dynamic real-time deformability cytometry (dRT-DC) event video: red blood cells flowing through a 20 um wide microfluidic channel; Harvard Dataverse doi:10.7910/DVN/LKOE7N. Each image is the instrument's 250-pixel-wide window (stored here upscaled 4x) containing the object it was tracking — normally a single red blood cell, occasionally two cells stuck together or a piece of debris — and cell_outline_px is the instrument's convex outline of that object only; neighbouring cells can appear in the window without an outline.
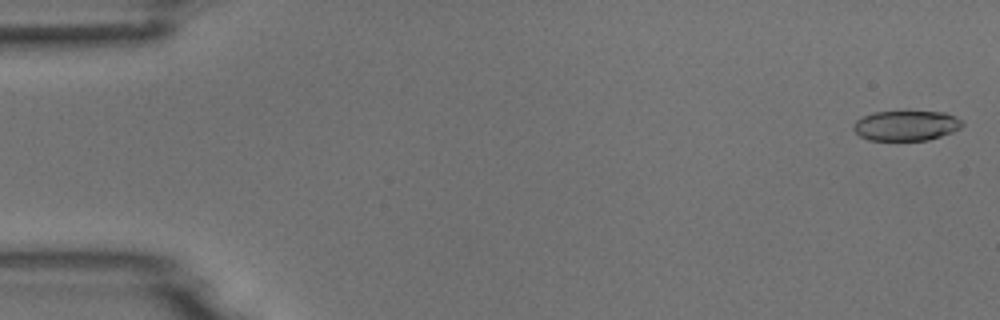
{"species": "common noctule bat (a hibernating species)", "species_latin": "Nyctalus noctula", "temperature_condition": "room temperature", "stored_images_in_passage": 53, "camera_frame_rate_fps": 3000, "um_per_image_px": 0.085, "animal": {"sex": "male", "body_mass_g": 18.8}, "frame": {"image": 1, "passage_image": 1, "time_ms": 0.0, "image_size_px": [1000, 320], "cell_outline_px": [[964, 124], [960, 128], [952, 132], [928, 140], [868, 140], [860, 136], [852, 128], [852, 124], [856, 120], [864, 116], [876, 112], [944, 112], [956, 116]], "centroid_in_image_um": [77.01, 10.68], "position_along_channel_um": 8.0, "area_um2": 18.96}}
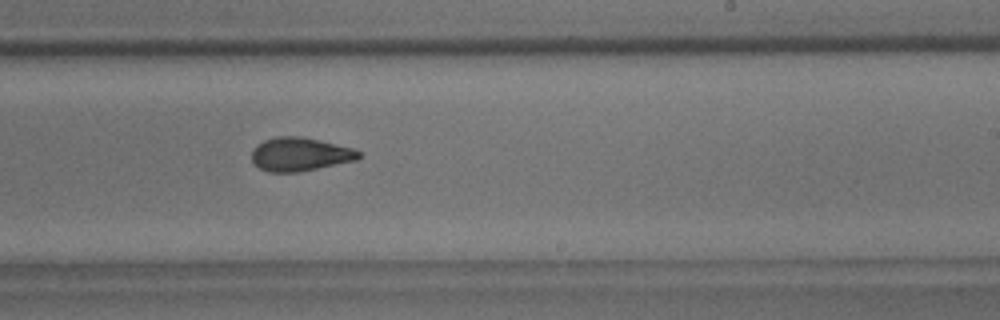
{"frame": {"image": 2, "passage_image": 32, "time_ms": 10.333, "image_size_px": [1000, 320], "cell_outline_px": [[360, 156], [356, 160], [300, 172], [268, 172], [252, 164], [252, 148], [256, 144], [264, 140], [276, 136], [300, 136], [352, 148], [360, 152]], "centroid_in_image_um": [25.43, 13.12], "position_along_channel_um": 263.6, "area_um2": 20.92}}
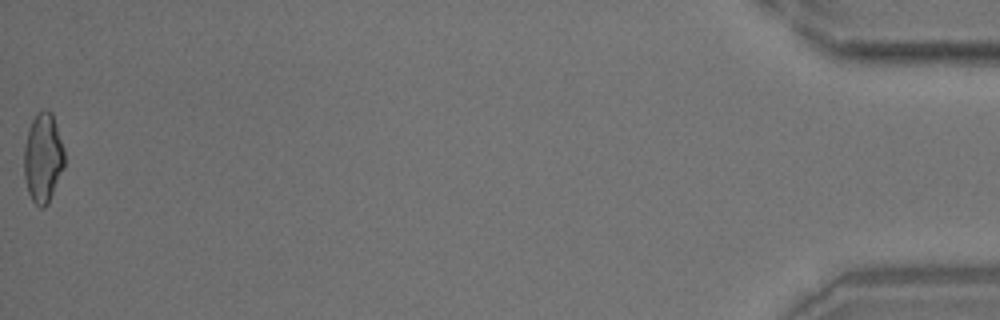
{"frame": {"image": 3, "passage_image": 53, "time_ms": 17.333, "image_size_px": [1000, 320], "cell_outline_px": [[64, 168], [48, 204], [44, 208], [40, 208], [32, 200], [28, 192], [24, 176], [24, 148], [28, 128], [36, 112], [44, 108], [48, 108], [52, 112], [64, 148]], "centroid_in_image_um": [3.66, 13.39], "position_along_channel_um": 431.5, "area_um2": 21.39}}